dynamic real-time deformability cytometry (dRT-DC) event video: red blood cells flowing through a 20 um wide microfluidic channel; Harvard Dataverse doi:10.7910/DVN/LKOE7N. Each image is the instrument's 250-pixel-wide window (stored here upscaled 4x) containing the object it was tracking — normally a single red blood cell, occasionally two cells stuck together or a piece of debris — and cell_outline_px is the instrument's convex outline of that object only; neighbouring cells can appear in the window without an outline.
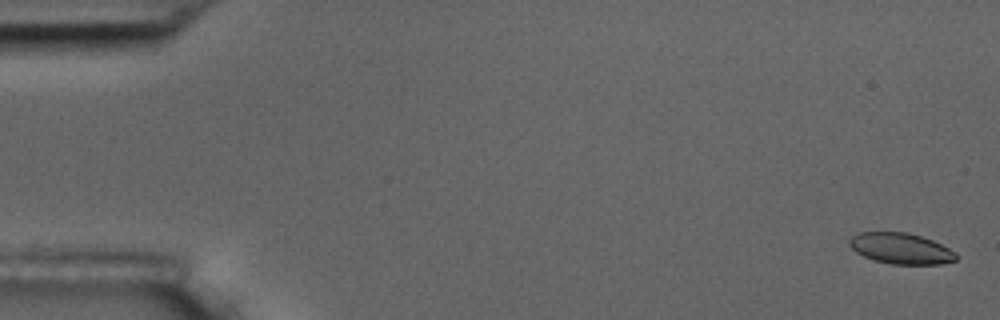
{"species": "common noctule bat (a hibernating species)", "species_latin": "Nyctalus noctula", "temperature_condition": "room temperature", "stored_images_in_passage": 8, "camera_frame_rate_fps": 3000, "um_per_image_px": 0.085, "animal": {"sex": "male", "body_mass_g": 17.5, "forearm_length_mm": 52.3}, "frame": {"image": 1, "passage_image": 1, "time_ms": 0.0, "image_size_px": [1000, 320], "cell_outline_px": [[960, 256], [956, 260], [940, 264], [892, 264], [876, 260], [864, 256], [856, 252], [848, 244], [848, 240], [852, 236], [860, 232], [908, 232], [932, 240], [956, 252]], "centroid_in_image_um": [76.59, 21.11], "position_along_channel_um": 8.4, "area_um2": 19.19}}
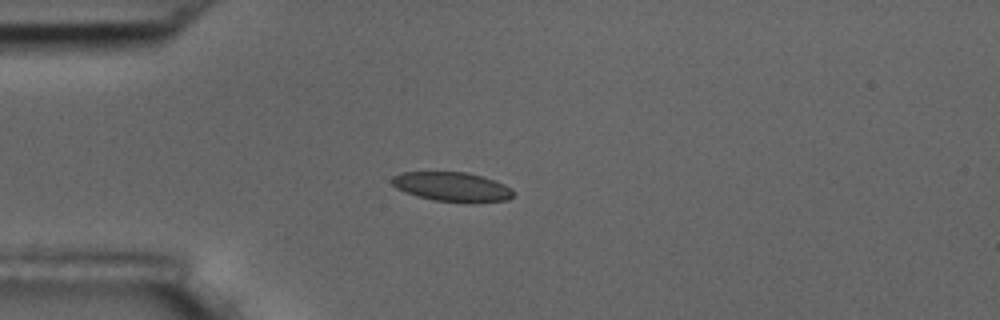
{"frame": {"image": 2, "passage_image": 5, "time_ms": 4.667, "image_size_px": [1000, 320], "cell_outline_px": [[516, 192], [508, 200], [472, 204], [464, 204], [432, 200], [416, 196], [404, 192], [396, 188], [392, 184], [392, 176], [400, 172], [468, 172], [504, 184], [512, 188]], "centroid_in_image_um": [38.45, 15.91], "position_along_channel_um": 46.6, "area_um2": 21.33}}